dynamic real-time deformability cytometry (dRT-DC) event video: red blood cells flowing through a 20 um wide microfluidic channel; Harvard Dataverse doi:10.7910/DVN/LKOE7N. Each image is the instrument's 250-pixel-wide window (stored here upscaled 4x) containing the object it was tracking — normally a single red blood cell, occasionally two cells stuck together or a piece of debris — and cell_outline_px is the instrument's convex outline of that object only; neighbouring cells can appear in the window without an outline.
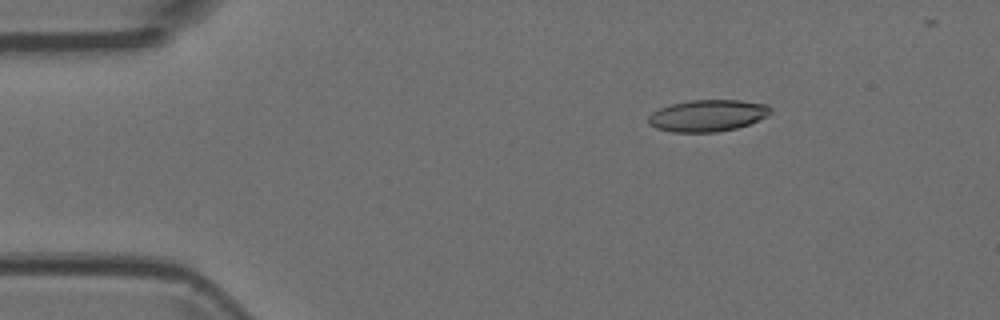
{"species": "Egyptian fruit bat (a non-hibernating species)", "species_latin": "Rousettus aegyptiacus", "temperature_condition": "room temperature", "stored_images_in_passage": 6, "segment_of_instrument_passage": [1, 2], "camera_frame_rate_fps": 3000, "um_per_image_px": 0.085, "animal": {"sex": "female"}, "frame": {"image": 1, "passage_image": 3, "time_ms": 0.667, "image_size_px": [1000, 320], "cell_outline_px": [[772, 112], [768, 116], [748, 124], [736, 128], [716, 132], [672, 132], [656, 128], [648, 124], [648, 116], [652, 112], [660, 108], [672, 104], [692, 100], [740, 100], [768, 104], [772, 108]], "centroid_in_image_um": [60.16, 9.82], "position_along_channel_um": 24.8, "area_um2": 22.66}}
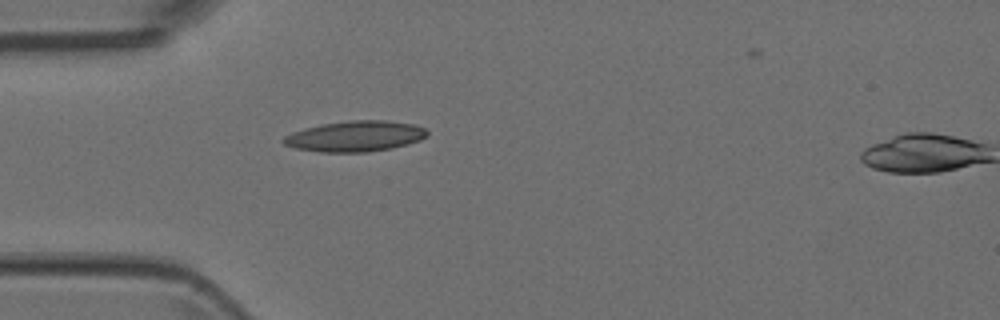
{"frame": {"image": 2, "passage_image": 5, "time_ms": 1.333, "image_size_px": [1000, 320], "cell_outline_px": [[428, 136], [420, 140], [392, 148], [368, 152], [320, 152], [296, 148], [284, 144], [280, 140], [284, 136], [292, 132], [304, 128], [324, 124], [348, 120], [384, 120], [416, 124], [424, 128], [428, 132]], "centroid_in_image_um": [30.2, 11.58], "position_along_channel_um": 54.8, "area_um2": 25.78}}